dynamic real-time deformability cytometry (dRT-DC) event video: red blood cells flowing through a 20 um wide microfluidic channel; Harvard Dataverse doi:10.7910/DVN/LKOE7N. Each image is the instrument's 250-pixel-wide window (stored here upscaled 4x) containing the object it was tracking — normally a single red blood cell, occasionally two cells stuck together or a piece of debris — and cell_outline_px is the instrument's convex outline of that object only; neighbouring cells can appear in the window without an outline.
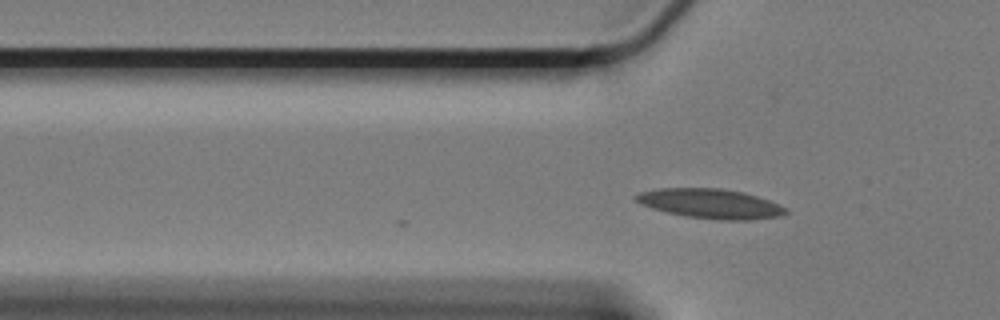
{"species": "Egyptian fruit bat (a non-hibernating species)", "species_latin": "Rousettus aegyptiacus", "temperature_condition": "cold", "stored_images_in_passage": 2, "camera_frame_rate_fps": 3000, "um_per_image_px": 0.085, "animal": {"sex": "female"}, "frame": {"image": 1, "passage_image": 2, "time_ms": 0.333, "image_size_px": [1000, 320], "cell_outline_px": [[788, 212], [780, 216], [752, 220], [720, 220], [684, 216], [652, 208], [640, 204], [632, 196], [640, 192], [660, 188], [720, 188], [744, 192], [780, 204], [788, 208]], "centroid_in_image_um": [60.4, 17.31], "position_along_channel_um": 65.4, "area_um2": 25.95}}